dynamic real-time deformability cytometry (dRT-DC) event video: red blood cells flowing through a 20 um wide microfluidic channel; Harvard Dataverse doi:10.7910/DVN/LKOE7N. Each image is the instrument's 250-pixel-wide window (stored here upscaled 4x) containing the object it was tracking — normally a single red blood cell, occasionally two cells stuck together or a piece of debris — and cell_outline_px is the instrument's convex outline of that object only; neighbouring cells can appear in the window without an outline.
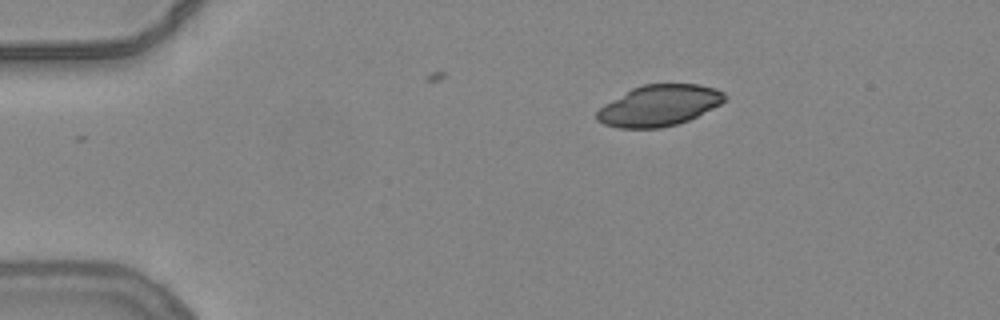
{"species": "common noctule bat (a hibernating species)", "species_latin": "Nyctalus noctula", "temperature_condition": "warm", "stored_images_in_passage": 8, "camera_frame_rate_fps": 3000, "um_per_image_px": 0.085, "animal": {"sex": "female", "body_mass_g": 24.6, "forearm_length_mm": 56.2}, "frame": {"image": 1, "passage_image": 1, "time_ms": 0.0, "image_size_px": [1000, 320], "cell_outline_px": [[728, 100], [688, 120], [676, 124], [660, 128], [616, 128], [604, 124], [596, 120], [596, 112], [604, 104], [632, 88], [644, 84], [700, 84], [716, 88], [724, 92], [728, 96]], "centroid_in_image_um": [56.03, 8.96], "position_along_channel_um": 29.0, "area_um2": 30.63}}